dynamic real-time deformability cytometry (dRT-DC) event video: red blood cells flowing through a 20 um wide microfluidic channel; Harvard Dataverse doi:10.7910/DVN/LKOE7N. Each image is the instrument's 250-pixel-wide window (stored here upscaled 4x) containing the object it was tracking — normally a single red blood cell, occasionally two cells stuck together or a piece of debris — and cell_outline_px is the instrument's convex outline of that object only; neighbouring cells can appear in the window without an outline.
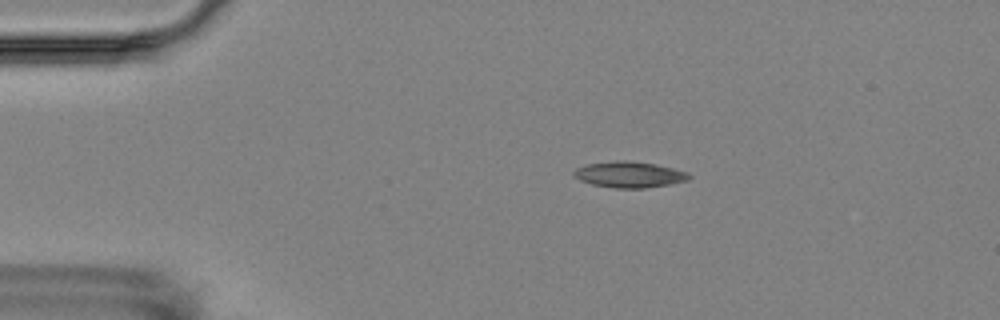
{"species": "Egyptian fruit bat (a non-hibernating species)", "species_latin": "Rousettus aegyptiacus", "temperature_condition": "room temperature", "stored_images_in_passage": 17, "camera_frame_rate_fps": 3000, "um_per_image_px": 0.085, "animal": {"sex": "female"}, "frame": {"image": 1, "passage_image": 4, "time_ms": 3.333, "image_size_px": [1000, 320], "cell_outline_px": [[692, 176], [688, 180], [668, 184], [644, 188], [612, 188], [592, 184], [580, 180], [572, 176], [572, 172], [576, 168], [588, 164], [616, 160], [624, 160], [656, 164], [688, 172]], "centroid_in_image_um": [53.47, 14.83], "position_along_channel_um": 31.5, "area_um2": 17.46}}
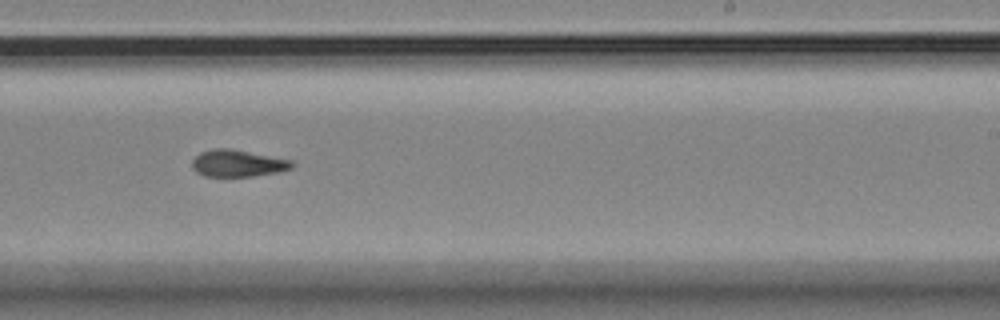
{"frame": {"image": 2, "passage_image": 11, "time_ms": 11.333, "image_size_px": [1000, 320], "cell_outline_px": [[296, 164], [292, 168], [280, 172], [252, 176], [204, 176], [196, 172], [192, 168], [192, 160], [200, 152], [216, 148], [228, 148], [292, 160]], "centroid_in_image_um": [20.22, 13.89], "position_along_channel_um": 268.8, "area_um2": 15.66}}
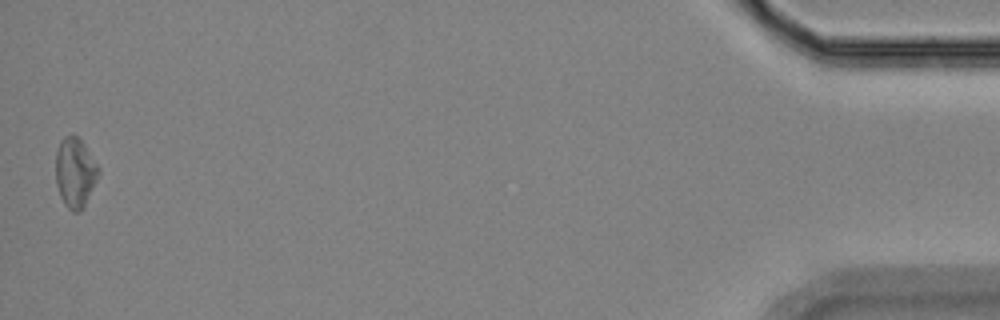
{"frame": {"image": 3, "passage_image": 17, "time_ms": 18.333, "image_size_px": [1000, 320], "cell_outline_px": [[100, 172], [80, 212], [72, 212], [64, 204], [60, 196], [56, 184], [56, 152], [60, 140], [64, 136], [76, 136], [84, 144], [100, 168]], "centroid_in_image_um": [6.37, 14.66], "position_along_channel_um": 428.8, "area_um2": 17.17}, "authors_computed_cell_mechanics": {"area_um2": 16.184, "velocity_mm_per_s": 3.5557, "shape_relaxation_time_tau1_ms": 7.8649, "shape_relaxation_time_tau2_ms": null, "deformation_change_tau1": 0.1629, "deformation_change_tau2": null}}